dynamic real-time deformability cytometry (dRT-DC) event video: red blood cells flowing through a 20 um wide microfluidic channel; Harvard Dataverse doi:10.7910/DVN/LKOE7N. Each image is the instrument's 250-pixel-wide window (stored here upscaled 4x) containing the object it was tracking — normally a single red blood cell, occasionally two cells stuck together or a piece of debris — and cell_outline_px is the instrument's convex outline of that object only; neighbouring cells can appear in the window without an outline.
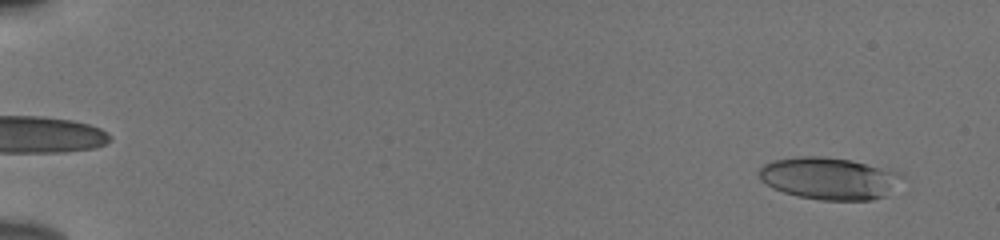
{"species": "human", "species_latin": "Homo sapiens", "temperature_condition": "cold", "stored_images_in_passage": 54, "camera_frame_rate_fps": 3000, "um_per_image_px": 0.085, "donor": {"sex": "male"}, "frame": {"image": 1, "passage_image": 3, "time_ms": 0.667, "image_size_px": [1000, 240], "cell_outline_px": [[904, 176], [884, 196], [872, 200], [820, 200], [796, 196], [772, 188], [760, 180], [760, 168], [764, 164], [772, 160], [800, 156], [820, 156], [852, 160], [904, 172]], "centroid_in_image_um": [70.48, 15.15], "position_along_channel_um": 14.5, "area_um2": 35.2}}
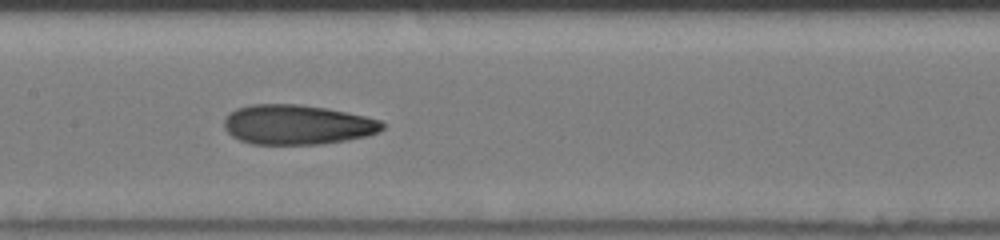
{"frame": {"image": 2, "passage_image": 29, "time_ms": 9.333, "image_size_px": [1000, 240], "cell_outline_px": [[384, 128], [368, 136], [348, 140], [320, 144], [252, 144], [240, 140], [232, 136], [224, 128], [224, 120], [236, 108], [252, 104], [300, 104], [324, 108], [364, 116], [380, 120], [384, 124]], "centroid_in_image_um": [25.25, 10.6], "position_along_channel_um": 182.1, "area_um2": 36.47}}
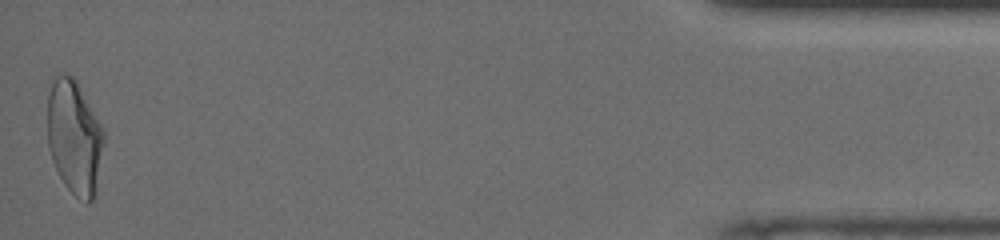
{"frame": {"image": 3, "passage_image": 54, "time_ms": 17.667, "image_size_px": [1000, 240], "cell_outline_px": [[104, 140], [92, 200], [88, 204], [76, 196], [64, 184], [52, 160], [48, 148], [48, 80], [60, 72], [68, 72], [76, 80], [100, 124], [104, 132]], "centroid_in_image_um": [6.27, 11.56], "position_along_channel_um": 428.9, "area_um2": 37.22}, "authors_computed_cell_mechanics": {"area_um2": 35.6337, "velocity_mm_per_s": 3.862, "shape_relaxation_time_tau1_ms": 7.1416, "shape_relaxation_time_tau2_ms": 2.2771, "deformation_change_tau1": 0.2225, "deformation_change_tau2": 0.098}}